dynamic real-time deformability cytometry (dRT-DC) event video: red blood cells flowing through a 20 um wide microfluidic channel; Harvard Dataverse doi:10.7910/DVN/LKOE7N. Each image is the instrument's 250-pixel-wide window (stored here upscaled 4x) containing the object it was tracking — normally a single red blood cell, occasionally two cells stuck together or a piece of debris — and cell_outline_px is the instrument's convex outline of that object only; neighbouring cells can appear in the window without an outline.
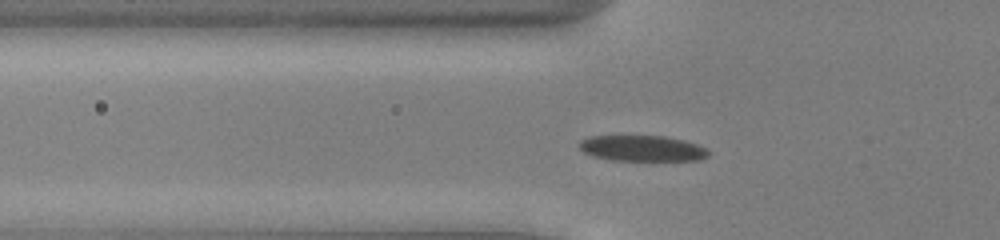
{"species": "common noctule bat (a hibernating species)", "species_latin": "Nyctalus noctula", "temperature_condition": "cold", "stored_images_in_passage": 37, "camera_frame_rate_fps": 3000, "um_per_image_px": 0.085, "animal": {"sex": "male", "body_mass_g": 13.0, "forearm_length_mm": 53.1}, "frame": {"image": 1, "passage_image": 3, "time_ms": 0.667, "image_size_px": [1000, 240], "cell_outline_px": [[708, 156], [700, 160], [612, 160], [592, 156], [584, 152], [576, 144], [580, 140], [592, 136], [664, 136], [684, 140], [700, 144], [708, 148]], "centroid_in_image_um": [54.6, 12.6], "position_along_channel_um": 71.2, "area_um2": 19.54}}
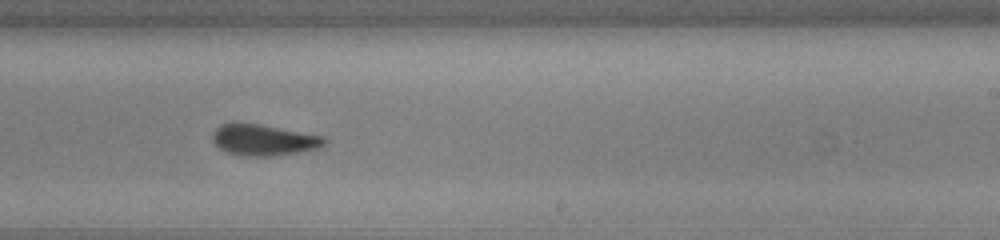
{"frame": {"image": 2, "passage_image": 18, "time_ms": 5.667, "image_size_px": [1000, 240], "cell_outline_px": [[328, 140], [320, 148], [272, 156], [240, 156], [228, 152], [220, 148], [212, 140], [212, 132], [220, 124], [260, 124], [324, 136]], "centroid_in_image_um": [22.42, 11.9], "position_along_channel_um": 266.6, "area_um2": 20.11}}
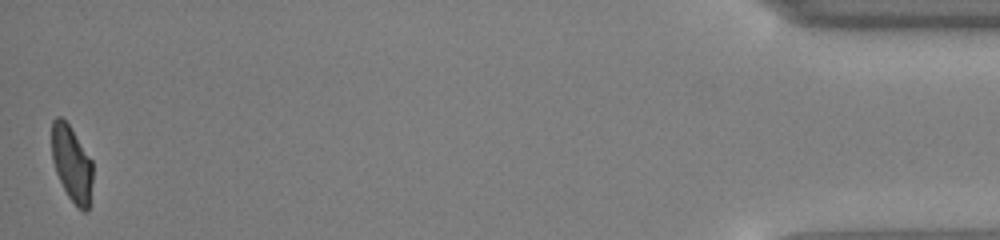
{"frame": {"image": 3, "passage_image": 37, "time_ms": 12.0, "image_size_px": [1000, 240], "cell_outline_px": [[92, 180], [88, 212], [84, 212], [68, 196], [56, 172], [52, 160], [52, 120], [56, 116], [60, 116], [68, 124], [92, 160]], "centroid_in_image_um": [6.09, 13.9], "position_along_channel_um": 429.1, "area_um2": 17.8}, "authors_computed_cell_mechanics": {"area_um2": 20.4612, "velocity_mm_per_s": 3.9299, "shape_relaxation_time_tau1_ms": 4.2799, "shape_relaxation_time_tau2_ms": 1.6189, "deformation_change_tau1": 0.1049, "deformation_change_tau2": 0.0502}}